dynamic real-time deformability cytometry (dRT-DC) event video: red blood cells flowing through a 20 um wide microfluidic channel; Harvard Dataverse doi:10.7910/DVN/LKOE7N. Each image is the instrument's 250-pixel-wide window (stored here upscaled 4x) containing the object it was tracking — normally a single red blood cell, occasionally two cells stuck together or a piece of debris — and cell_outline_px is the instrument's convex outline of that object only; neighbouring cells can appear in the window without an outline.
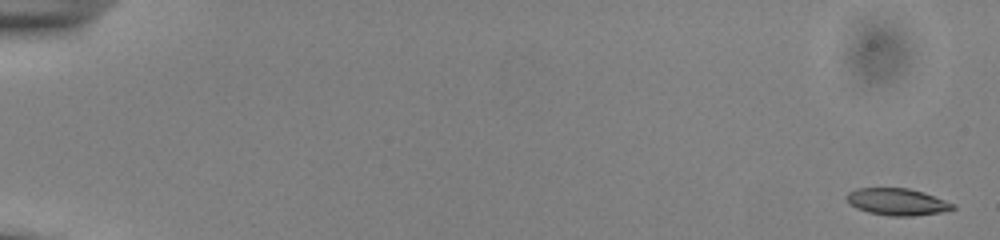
{"species": "common noctule bat (a hibernating species)", "species_latin": "Nyctalus noctula", "temperature_condition": "cold", "stored_images_in_passage": 8, "camera_frame_rate_fps": 3000, "um_per_image_px": 0.085, "animal": {"sex": "male", "body_mass_g": 13.0, "forearm_length_mm": 53.1}, "frame": {"image": 1, "passage_image": 1, "time_ms": 0.0, "image_size_px": [1000, 240], "cell_outline_px": [[956, 208], [940, 212], [912, 216], [888, 216], [868, 212], [856, 208], [844, 196], [848, 192], [856, 188], [908, 188], [924, 192], [956, 204]], "centroid_in_image_um": [76.26, 17.15], "position_along_channel_um": 8.7, "area_um2": 16.7}}